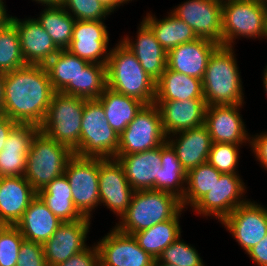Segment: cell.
Returning a JSON list of instances; mask_svg holds the SVG:
<instances>
[{
  "instance_id": "cell-32",
  "label": "cell",
  "mask_w": 267,
  "mask_h": 266,
  "mask_svg": "<svg viewBox=\"0 0 267 266\" xmlns=\"http://www.w3.org/2000/svg\"><path fill=\"white\" fill-rule=\"evenodd\" d=\"M37 195L61 222H74L84 218L73 203L71 187L65 174L40 189Z\"/></svg>"
},
{
  "instance_id": "cell-26",
  "label": "cell",
  "mask_w": 267,
  "mask_h": 266,
  "mask_svg": "<svg viewBox=\"0 0 267 266\" xmlns=\"http://www.w3.org/2000/svg\"><path fill=\"white\" fill-rule=\"evenodd\" d=\"M126 179L135 190H155L161 167V146L144 152L116 155Z\"/></svg>"
},
{
  "instance_id": "cell-28",
  "label": "cell",
  "mask_w": 267,
  "mask_h": 266,
  "mask_svg": "<svg viewBox=\"0 0 267 266\" xmlns=\"http://www.w3.org/2000/svg\"><path fill=\"white\" fill-rule=\"evenodd\" d=\"M62 223L37 195L15 226L25 240L43 245Z\"/></svg>"
},
{
  "instance_id": "cell-4",
  "label": "cell",
  "mask_w": 267,
  "mask_h": 266,
  "mask_svg": "<svg viewBox=\"0 0 267 266\" xmlns=\"http://www.w3.org/2000/svg\"><path fill=\"white\" fill-rule=\"evenodd\" d=\"M182 208L181 199L172 193L138 190L134 192L128 209L115 222L114 227L122 233L133 235L172 219Z\"/></svg>"
},
{
  "instance_id": "cell-3",
  "label": "cell",
  "mask_w": 267,
  "mask_h": 266,
  "mask_svg": "<svg viewBox=\"0 0 267 266\" xmlns=\"http://www.w3.org/2000/svg\"><path fill=\"white\" fill-rule=\"evenodd\" d=\"M112 46L106 64L107 87L145 105L154 104L156 81L144 71L134 53L121 40Z\"/></svg>"
},
{
  "instance_id": "cell-6",
  "label": "cell",
  "mask_w": 267,
  "mask_h": 266,
  "mask_svg": "<svg viewBox=\"0 0 267 266\" xmlns=\"http://www.w3.org/2000/svg\"><path fill=\"white\" fill-rule=\"evenodd\" d=\"M87 99L55 92L39 131L66 145L74 154L79 150L81 122Z\"/></svg>"
},
{
  "instance_id": "cell-15",
  "label": "cell",
  "mask_w": 267,
  "mask_h": 266,
  "mask_svg": "<svg viewBox=\"0 0 267 266\" xmlns=\"http://www.w3.org/2000/svg\"><path fill=\"white\" fill-rule=\"evenodd\" d=\"M98 240L95 243L100 266H154L155 259L139 246L133 235L114 226Z\"/></svg>"
},
{
  "instance_id": "cell-10",
  "label": "cell",
  "mask_w": 267,
  "mask_h": 266,
  "mask_svg": "<svg viewBox=\"0 0 267 266\" xmlns=\"http://www.w3.org/2000/svg\"><path fill=\"white\" fill-rule=\"evenodd\" d=\"M77 210L92 218L100 208L99 197V158L81 157L74 154L67 162L65 171Z\"/></svg>"
},
{
  "instance_id": "cell-31",
  "label": "cell",
  "mask_w": 267,
  "mask_h": 266,
  "mask_svg": "<svg viewBox=\"0 0 267 266\" xmlns=\"http://www.w3.org/2000/svg\"><path fill=\"white\" fill-rule=\"evenodd\" d=\"M186 210L182 208L172 219L157 223L133 234L139 246L155 260L182 234L180 219Z\"/></svg>"
},
{
  "instance_id": "cell-47",
  "label": "cell",
  "mask_w": 267,
  "mask_h": 266,
  "mask_svg": "<svg viewBox=\"0 0 267 266\" xmlns=\"http://www.w3.org/2000/svg\"><path fill=\"white\" fill-rule=\"evenodd\" d=\"M15 121L7 117L6 115L0 114V152L3 150L5 141L10 134L11 130L17 125Z\"/></svg>"
},
{
  "instance_id": "cell-55",
  "label": "cell",
  "mask_w": 267,
  "mask_h": 266,
  "mask_svg": "<svg viewBox=\"0 0 267 266\" xmlns=\"http://www.w3.org/2000/svg\"><path fill=\"white\" fill-rule=\"evenodd\" d=\"M0 3L6 4V0H0Z\"/></svg>"
},
{
  "instance_id": "cell-33",
  "label": "cell",
  "mask_w": 267,
  "mask_h": 266,
  "mask_svg": "<svg viewBox=\"0 0 267 266\" xmlns=\"http://www.w3.org/2000/svg\"><path fill=\"white\" fill-rule=\"evenodd\" d=\"M103 106L109 125L120 135L145 105L140 100L106 87L97 99Z\"/></svg>"
},
{
  "instance_id": "cell-48",
  "label": "cell",
  "mask_w": 267,
  "mask_h": 266,
  "mask_svg": "<svg viewBox=\"0 0 267 266\" xmlns=\"http://www.w3.org/2000/svg\"><path fill=\"white\" fill-rule=\"evenodd\" d=\"M102 2L104 5H106L113 13L118 11L120 6H124V4L131 3L132 1L135 0H99Z\"/></svg>"
},
{
  "instance_id": "cell-30",
  "label": "cell",
  "mask_w": 267,
  "mask_h": 266,
  "mask_svg": "<svg viewBox=\"0 0 267 266\" xmlns=\"http://www.w3.org/2000/svg\"><path fill=\"white\" fill-rule=\"evenodd\" d=\"M204 99L202 80L166 67L156 81L155 101Z\"/></svg>"
},
{
  "instance_id": "cell-23",
  "label": "cell",
  "mask_w": 267,
  "mask_h": 266,
  "mask_svg": "<svg viewBox=\"0 0 267 266\" xmlns=\"http://www.w3.org/2000/svg\"><path fill=\"white\" fill-rule=\"evenodd\" d=\"M38 132L34 124L18 123L11 130L0 152V177L24 176L27 154Z\"/></svg>"
},
{
  "instance_id": "cell-46",
  "label": "cell",
  "mask_w": 267,
  "mask_h": 266,
  "mask_svg": "<svg viewBox=\"0 0 267 266\" xmlns=\"http://www.w3.org/2000/svg\"><path fill=\"white\" fill-rule=\"evenodd\" d=\"M255 266H267V235L247 253Z\"/></svg>"
},
{
  "instance_id": "cell-9",
  "label": "cell",
  "mask_w": 267,
  "mask_h": 266,
  "mask_svg": "<svg viewBox=\"0 0 267 266\" xmlns=\"http://www.w3.org/2000/svg\"><path fill=\"white\" fill-rule=\"evenodd\" d=\"M240 174H221L211 190L201 197L191 208L192 213L204 219L215 218L221 223L235 208L249 198L247 183ZM192 209V210H191Z\"/></svg>"
},
{
  "instance_id": "cell-13",
  "label": "cell",
  "mask_w": 267,
  "mask_h": 266,
  "mask_svg": "<svg viewBox=\"0 0 267 266\" xmlns=\"http://www.w3.org/2000/svg\"><path fill=\"white\" fill-rule=\"evenodd\" d=\"M222 5L219 0H186L170 11L186 22L199 38L222 45Z\"/></svg>"
},
{
  "instance_id": "cell-24",
  "label": "cell",
  "mask_w": 267,
  "mask_h": 266,
  "mask_svg": "<svg viewBox=\"0 0 267 266\" xmlns=\"http://www.w3.org/2000/svg\"><path fill=\"white\" fill-rule=\"evenodd\" d=\"M167 136L205 124V99L155 101Z\"/></svg>"
},
{
  "instance_id": "cell-1",
  "label": "cell",
  "mask_w": 267,
  "mask_h": 266,
  "mask_svg": "<svg viewBox=\"0 0 267 266\" xmlns=\"http://www.w3.org/2000/svg\"><path fill=\"white\" fill-rule=\"evenodd\" d=\"M54 93L44 65L27 64L5 73L2 114L16 123L39 127Z\"/></svg>"
},
{
  "instance_id": "cell-34",
  "label": "cell",
  "mask_w": 267,
  "mask_h": 266,
  "mask_svg": "<svg viewBox=\"0 0 267 266\" xmlns=\"http://www.w3.org/2000/svg\"><path fill=\"white\" fill-rule=\"evenodd\" d=\"M161 167L155 190L169 192L182 199L186 190L187 172L168 142L161 145Z\"/></svg>"
},
{
  "instance_id": "cell-39",
  "label": "cell",
  "mask_w": 267,
  "mask_h": 266,
  "mask_svg": "<svg viewBox=\"0 0 267 266\" xmlns=\"http://www.w3.org/2000/svg\"><path fill=\"white\" fill-rule=\"evenodd\" d=\"M107 87L106 65L89 63L78 77V97L98 99Z\"/></svg>"
},
{
  "instance_id": "cell-36",
  "label": "cell",
  "mask_w": 267,
  "mask_h": 266,
  "mask_svg": "<svg viewBox=\"0 0 267 266\" xmlns=\"http://www.w3.org/2000/svg\"><path fill=\"white\" fill-rule=\"evenodd\" d=\"M222 173L210 163L205 162L187 172L186 190L181 204L184 209L190 208L214 186Z\"/></svg>"
},
{
  "instance_id": "cell-50",
  "label": "cell",
  "mask_w": 267,
  "mask_h": 266,
  "mask_svg": "<svg viewBox=\"0 0 267 266\" xmlns=\"http://www.w3.org/2000/svg\"><path fill=\"white\" fill-rule=\"evenodd\" d=\"M41 6H61L63 0H31Z\"/></svg>"
},
{
  "instance_id": "cell-21",
  "label": "cell",
  "mask_w": 267,
  "mask_h": 266,
  "mask_svg": "<svg viewBox=\"0 0 267 266\" xmlns=\"http://www.w3.org/2000/svg\"><path fill=\"white\" fill-rule=\"evenodd\" d=\"M220 45L198 38L167 52V68L202 80L209 58Z\"/></svg>"
},
{
  "instance_id": "cell-14",
  "label": "cell",
  "mask_w": 267,
  "mask_h": 266,
  "mask_svg": "<svg viewBox=\"0 0 267 266\" xmlns=\"http://www.w3.org/2000/svg\"><path fill=\"white\" fill-rule=\"evenodd\" d=\"M134 192L117 159L99 158L100 206L109 209L119 220L128 209Z\"/></svg>"
},
{
  "instance_id": "cell-52",
  "label": "cell",
  "mask_w": 267,
  "mask_h": 266,
  "mask_svg": "<svg viewBox=\"0 0 267 266\" xmlns=\"http://www.w3.org/2000/svg\"><path fill=\"white\" fill-rule=\"evenodd\" d=\"M265 68H263V73H262V83H263V90L265 91V95L267 98V64L266 66H264Z\"/></svg>"
},
{
  "instance_id": "cell-44",
  "label": "cell",
  "mask_w": 267,
  "mask_h": 266,
  "mask_svg": "<svg viewBox=\"0 0 267 266\" xmlns=\"http://www.w3.org/2000/svg\"><path fill=\"white\" fill-rule=\"evenodd\" d=\"M56 266H100L99 250L96 243L94 242L82 252L71 256L68 260Z\"/></svg>"
},
{
  "instance_id": "cell-27",
  "label": "cell",
  "mask_w": 267,
  "mask_h": 266,
  "mask_svg": "<svg viewBox=\"0 0 267 266\" xmlns=\"http://www.w3.org/2000/svg\"><path fill=\"white\" fill-rule=\"evenodd\" d=\"M88 64L64 49L56 53L44 67L55 92L78 97V77Z\"/></svg>"
},
{
  "instance_id": "cell-29",
  "label": "cell",
  "mask_w": 267,
  "mask_h": 266,
  "mask_svg": "<svg viewBox=\"0 0 267 266\" xmlns=\"http://www.w3.org/2000/svg\"><path fill=\"white\" fill-rule=\"evenodd\" d=\"M167 16L159 18L151 11H147L142 19L151 27L157 41L168 52L178 45L198 39L194 30L171 11Z\"/></svg>"
},
{
  "instance_id": "cell-38",
  "label": "cell",
  "mask_w": 267,
  "mask_h": 266,
  "mask_svg": "<svg viewBox=\"0 0 267 266\" xmlns=\"http://www.w3.org/2000/svg\"><path fill=\"white\" fill-rule=\"evenodd\" d=\"M197 248L182 239V235L170 244L154 263H167L176 266H207Z\"/></svg>"
},
{
  "instance_id": "cell-54",
  "label": "cell",
  "mask_w": 267,
  "mask_h": 266,
  "mask_svg": "<svg viewBox=\"0 0 267 266\" xmlns=\"http://www.w3.org/2000/svg\"><path fill=\"white\" fill-rule=\"evenodd\" d=\"M265 4V10H266V23H267V0H263Z\"/></svg>"
},
{
  "instance_id": "cell-25",
  "label": "cell",
  "mask_w": 267,
  "mask_h": 266,
  "mask_svg": "<svg viewBox=\"0 0 267 266\" xmlns=\"http://www.w3.org/2000/svg\"><path fill=\"white\" fill-rule=\"evenodd\" d=\"M167 142L186 172L208 161L212 140L205 124L167 136Z\"/></svg>"
},
{
  "instance_id": "cell-53",
  "label": "cell",
  "mask_w": 267,
  "mask_h": 266,
  "mask_svg": "<svg viewBox=\"0 0 267 266\" xmlns=\"http://www.w3.org/2000/svg\"><path fill=\"white\" fill-rule=\"evenodd\" d=\"M154 266H176V265L167 264V263H154Z\"/></svg>"
},
{
  "instance_id": "cell-37",
  "label": "cell",
  "mask_w": 267,
  "mask_h": 266,
  "mask_svg": "<svg viewBox=\"0 0 267 266\" xmlns=\"http://www.w3.org/2000/svg\"><path fill=\"white\" fill-rule=\"evenodd\" d=\"M25 65L18 30L10 21L0 30V72L5 74Z\"/></svg>"
},
{
  "instance_id": "cell-2",
  "label": "cell",
  "mask_w": 267,
  "mask_h": 266,
  "mask_svg": "<svg viewBox=\"0 0 267 266\" xmlns=\"http://www.w3.org/2000/svg\"><path fill=\"white\" fill-rule=\"evenodd\" d=\"M235 52V47L220 45L209 58L202 78L207 106L246 104L241 70Z\"/></svg>"
},
{
  "instance_id": "cell-12",
  "label": "cell",
  "mask_w": 267,
  "mask_h": 266,
  "mask_svg": "<svg viewBox=\"0 0 267 266\" xmlns=\"http://www.w3.org/2000/svg\"><path fill=\"white\" fill-rule=\"evenodd\" d=\"M221 225L246 254L267 235V207L249 199L235 208Z\"/></svg>"
},
{
  "instance_id": "cell-45",
  "label": "cell",
  "mask_w": 267,
  "mask_h": 266,
  "mask_svg": "<svg viewBox=\"0 0 267 266\" xmlns=\"http://www.w3.org/2000/svg\"><path fill=\"white\" fill-rule=\"evenodd\" d=\"M250 151L258 161L259 166L267 172V131L250 135Z\"/></svg>"
},
{
  "instance_id": "cell-51",
  "label": "cell",
  "mask_w": 267,
  "mask_h": 266,
  "mask_svg": "<svg viewBox=\"0 0 267 266\" xmlns=\"http://www.w3.org/2000/svg\"><path fill=\"white\" fill-rule=\"evenodd\" d=\"M5 74L0 72V114L3 111V85H4Z\"/></svg>"
},
{
  "instance_id": "cell-5",
  "label": "cell",
  "mask_w": 267,
  "mask_h": 266,
  "mask_svg": "<svg viewBox=\"0 0 267 266\" xmlns=\"http://www.w3.org/2000/svg\"><path fill=\"white\" fill-rule=\"evenodd\" d=\"M222 16V46L235 47L242 38L267 40L263 0L223 1Z\"/></svg>"
},
{
  "instance_id": "cell-43",
  "label": "cell",
  "mask_w": 267,
  "mask_h": 266,
  "mask_svg": "<svg viewBox=\"0 0 267 266\" xmlns=\"http://www.w3.org/2000/svg\"><path fill=\"white\" fill-rule=\"evenodd\" d=\"M16 266H48L43 245L24 239L19 248Z\"/></svg>"
},
{
  "instance_id": "cell-42",
  "label": "cell",
  "mask_w": 267,
  "mask_h": 266,
  "mask_svg": "<svg viewBox=\"0 0 267 266\" xmlns=\"http://www.w3.org/2000/svg\"><path fill=\"white\" fill-rule=\"evenodd\" d=\"M23 240L16 226L4 225L0 229V266H16Z\"/></svg>"
},
{
  "instance_id": "cell-40",
  "label": "cell",
  "mask_w": 267,
  "mask_h": 266,
  "mask_svg": "<svg viewBox=\"0 0 267 266\" xmlns=\"http://www.w3.org/2000/svg\"><path fill=\"white\" fill-rule=\"evenodd\" d=\"M243 146L230 143H212L208 163L222 174H239L238 166Z\"/></svg>"
},
{
  "instance_id": "cell-49",
  "label": "cell",
  "mask_w": 267,
  "mask_h": 266,
  "mask_svg": "<svg viewBox=\"0 0 267 266\" xmlns=\"http://www.w3.org/2000/svg\"><path fill=\"white\" fill-rule=\"evenodd\" d=\"M8 7L6 4L0 3V30L4 28L10 21L12 14H8Z\"/></svg>"
},
{
  "instance_id": "cell-8",
  "label": "cell",
  "mask_w": 267,
  "mask_h": 266,
  "mask_svg": "<svg viewBox=\"0 0 267 266\" xmlns=\"http://www.w3.org/2000/svg\"><path fill=\"white\" fill-rule=\"evenodd\" d=\"M118 146L119 135L109 125L102 104L97 99L86 100L76 155L112 159L117 155Z\"/></svg>"
},
{
  "instance_id": "cell-19",
  "label": "cell",
  "mask_w": 267,
  "mask_h": 266,
  "mask_svg": "<svg viewBox=\"0 0 267 266\" xmlns=\"http://www.w3.org/2000/svg\"><path fill=\"white\" fill-rule=\"evenodd\" d=\"M139 22L135 38L126 34L120 40L134 53L144 71L157 81L167 67V52L151 27L143 19Z\"/></svg>"
},
{
  "instance_id": "cell-35",
  "label": "cell",
  "mask_w": 267,
  "mask_h": 266,
  "mask_svg": "<svg viewBox=\"0 0 267 266\" xmlns=\"http://www.w3.org/2000/svg\"><path fill=\"white\" fill-rule=\"evenodd\" d=\"M35 16L39 24L50 35L55 45L67 49L72 41L75 19L62 6H42Z\"/></svg>"
},
{
  "instance_id": "cell-22",
  "label": "cell",
  "mask_w": 267,
  "mask_h": 266,
  "mask_svg": "<svg viewBox=\"0 0 267 266\" xmlns=\"http://www.w3.org/2000/svg\"><path fill=\"white\" fill-rule=\"evenodd\" d=\"M36 196L24 176L0 177V224L15 226Z\"/></svg>"
},
{
  "instance_id": "cell-11",
  "label": "cell",
  "mask_w": 267,
  "mask_h": 266,
  "mask_svg": "<svg viewBox=\"0 0 267 266\" xmlns=\"http://www.w3.org/2000/svg\"><path fill=\"white\" fill-rule=\"evenodd\" d=\"M167 142L158 106L144 105L119 135L117 155H127L155 149Z\"/></svg>"
},
{
  "instance_id": "cell-20",
  "label": "cell",
  "mask_w": 267,
  "mask_h": 266,
  "mask_svg": "<svg viewBox=\"0 0 267 266\" xmlns=\"http://www.w3.org/2000/svg\"><path fill=\"white\" fill-rule=\"evenodd\" d=\"M11 22L18 30L21 52L26 64L45 65L60 51L35 17L25 16L22 19L14 15Z\"/></svg>"
},
{
  "instance_id": "cell-7",
  "label": "cell",
  "mask_w": 267,
  "mask_h": 266,
  "mask_svg": "<svg viewBox=\"0 0 267 266\" xmlns=\"http://www.w3.org/2000/svg\"><path fill=\"white\" fill-rule=\"evenodd\" d=\"M74 152L66 145L48 138L40 131L32 140L27 154L24 177L38 192L55 178L64 174Z\"/></svg>"
},
{
  "instance_id": "cell-18",
  "label": "cell",
  "mask_w": 267,
  "mask_h": 266,
  "mask_svg": "<svg viewBox=\"0 0 267 266\" xmlns=\"http://www.w3.org/2000/svg\"><path fill=\"white\" fill-rule=\"evenodd\" d=\"M105 22V20H76L73 26L72 41L67 50L89 63L106 65L111 49L109 46L111 40Z\"/></svg>"
},
{
  "instance_id": "cell-41",
  "label": "cell",
  "mask_w": 267,
  "mask_h": 266,
  "mask_svg": "<svg viewBox=\"0 0 267 266\" xmlns=\"http://www.w3.org/2000/svg\"><path fill=\"white\" fill-rule=\"evenodd\" d=\"M61 6L75 20H108L109 16L114 14L106 5H104L99 0H63Z\"/></svg>"
},
{
  "instance_id": "cell-16",
  "label": "cell",
  "mask_w": 267,
  "mask_h": 266,
  "mask_svg": "<svg viewBox=\"0 0 267 266\" xmlns=\"http://www.w3.org/2000/svg\"><path fill=\"white\" fill-rule=\"evenodd\" d=\"M242 105H211L205 111V125L212 143L250 145L251 133L241 114Z\"/></svg>"
},
{
  "instance_id": "cell-17",
  "label": "cell",
  "mask_w": 267,
  "mask_h": 266,
  "mask_svg": "<svg viewBox=\"0 0 267 266\" xmlns=\"http://www.w3.org/2000/svg\"><path fill=\"white\" fill-rule=\"evenodd\" d=\"M91 224L92 219L88 217L74 222H63L43 244L47 265L56 266L86 249L90 245L87 240Z\"/></svg>"
}]
</instances>
